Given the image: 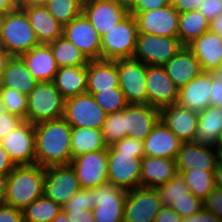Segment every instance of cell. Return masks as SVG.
<instances>
[{
    "label": "cell",
    "instance_id": "1",
    "mask_svg": "<svg viewBox=\"0 0 222 222\" xmlns=\"http://www.w3.org/2000/svg\"><path fill=\"white\" fill-rule=\"evenodd\" d=\"M35 164L48 168L70 165L72 161V127L64 118L50 120L34 125Z\"/></svg>",
    "mask_w": 222,
    "mask_h": 222
},
{
    "label": "cell",
    "instance_id": "2",
    "mask_svg": "<svg viewBox=\"0 0 222 222\" xmlns=\"http://www.w3.org/2000/svg\"><path fill=\"white\" fill-rule=\"evenodd\" d=\"M45 168L40 165L16 166L7 176L5 205L24 210L44 195Z\"/></svg>",
    "mask_w": 222,
    "mask_h": 222
},
{
    "label": "cell",
    "instance_id": "3",
    "mask_svg": "<svg viewBox=\"0 0 222 222\" xmlns=\"http://www.w3.org/2000/svg\"><path fill=\"white\" fill-rule=\"evenodd\" d=\"M0 45L12 56L20 57L39 45L25 11L16 8L6 15Z\"/></svg>",
    "mask_w": 222,
    "mask_h": 222
},
{
    "label": "cell",
    "instance_id": "4",
    "mask_svg": "<svg viewBox=\"0 0 222 222\" xmlns=\"http://www.w3.org/2000/svg\"><path fill=\"white\" fill-rule=\"evenodd\" d=\"M65 98L53 82H40L28 95L26 121L33 125L63 118Z\"/></svg>",
    "mask_w": 222,
    "mask_h": 222
},
{
    "label": "cell",
    "instance_id": "5",
    "mask_svg": "<svg viewBox=\"0 0 222 222\" xmlns=\"http://www.w3.org/2000/svg\"><path fill=\"white\" fill-rule=\"evenodd\" d=\"M138 33L137 21L129 14L101 37V59L133 58Z\"/></svg>",
    "mask_w": 222,
    "mask_h": 222
},
{
    "label": "cell",
    "instance_id": "6",
    "mask_svg": "<svg viewBox=\"0 0 222 222\" xmlns=\"http://www.w3.org/2000/svg\"><path fill=\"white\" fill-rule=\"evenodd\" d=\"M182 47L178 37L138 33L133 58L147 66H164Z\"/></svg>",
    "mask_w": 222,
    "mask_h": 222
},
{
    "label": "cell",
    "instance_id": "7",
    "mask_svg": "<svg viewBox=\"0 0 222 222\" xmlns=\"http://www.w3.org/2000/svg\"><path fill=\"white\" fill-rule=\"evenodd\" d=\"M108 182L124 190L141 187V160L145 154L114 152L107 147Z\"/></svg>",
    "mask_w": 222,
    "mask_h": 222
},
{
    "label": "cell",
    "instance_id": "8",
    "mask_svg": "<svg viewBox=\"0 0 222 222\" xmlns=\"http://www.w3.org/2000/svg\"><path fill=\"white\" fill-rule=\"evenodd\" d=\"M107 115L92 94L84 93L65 100L63 118L71 127L102 130Z\"/></svg>",
    "mask_w": 222,
    "mask_h": 222
},
{
    "label": "cell",
    "instance_id": "9",
    "mask_svg": "<svg viewBox=\"0 0 222 222\" xmlns=\"http://www.w3.org/2000/svg\"><path fill=\"white\" fill-rule=\"evenodd\" d=\"M119 88L128 104H147V65L134 58L116 60Z\"/></svg>",
    "mask_w": 222,
    "mask_h": 222
},
{
    "label": "cell",
    "instance_id": "10",
    "mask_svg": "<svg viewBox=\"0 0 222 222\" xmlns=\"http://www.w3.org/2000/svg\"><path fill=\"white\" fill-rule=\"evenodd\" d=\"M127 190L107 182L93 188L95 207L92 209L96 222H124Z\"/></svg>",
    "mask_w": 222,
    "mask_h": 222
},
{
    "label": "cell",
    "instance_id": "11",
    "mask_svg": "<svg viewBox=\"0 0 222 222\" xmlns=\"http://www.w3.org/2000/svg\"><path fill=\"white\" fill-rule=\"evenodd\" d=\"M82 187L71 165L45 168L44 195L62 208Z\"/></svg>",
    "mask_w": 222,
    "mask_h": 222
},
{
    "label": "cell",
    "instance_id": "12",
    "mask_svg": "<svg viewBox=\"0 0 222 222\" xmlns=\"http://www.w3.org/2000/svg\"><path fill=\"white\" fill-rule=\"evenodd\" d=\"M162 207L156 188L138 187L127 191L124 222H154Z\"/></svg>",
    "mask_w": 222,
    "mask_h": 222
},
{
    "label": "cell",
    "instance_id": "13",
    "mask_svg": "<svg viewBox=\"0 0 222 222\" xmlns=\"http://www.w3.org/2000/svg\"><path fill=\"white\" fill-rule=\"evenodd\" d=\"M107 149L89 152L72 158L70 162L82 189L96 188L108 182Z\"/></svg>",
    "mask_w": 222,
    "mask_h": 222
},
{
    "label": "cell",
    "instance_id": "14",
    "mask_svg": "<svg viewBox=\"0 0 222 222\" xmlns=\"http://www.w3.org/2000/svg\"><path fill=\"white\" fill-rule=\"evenodd\" d=\"M0 144L16 166L35 164V128L29 121L6 135Z\"/></svg>",
    "mask_w": 222,
    "mask_h": 222
},
{
    "label": "cell",
    "instance_id": "15",
    "mask_svg": "<svg viewBox=\"0 0 222 222\" xmlns=\"http://www.w3.org/2000/svg\"><path fill=\"white\" fill-rule=\"evenodd\" d=\"M130 14L137 21L139 33L177 37L180 13L171 4L157 10Z\"/></svg>",
    "mask_w": 222,
    "mask_h": 222
},
{
    "label": "cell",
    "instance_id": "16",
    "mask_svg": "<svg viewBox=\"0 0 222 222\" xmlns=\"http://www.w3.org/2000/svg\"><path fill=\"white\" fill-rule=\"evenodd\" d=\"M63 36L89 60L101 59V36L83 13L63 26Z\"/></svg>",
    "mask_w": 222,
    "mask_h": 222
},
{
    "label": "cell",
    "instance_id": "17",
    "mask_svg": "<svg viewBox=\"0 0 222 222\" xmlns=\"http://www.w3.org/2000/svg\"><path fill=\"white\" fill-rule=\"evenodd\" d=\"M147 104L162 108L177 104L179 88L167 74L164 66H147Z\"/></svg>",
    "mask_w": 222,
    "mask_h": 222
},
{
    "label": "cell",
    "instance_id": "18",
    "mask_svg": "<svg viewBox=\"0 0 222 222\" xmlns=\"http://www.w3.org/2000/svg\"><path fill=\"white\" fill-rule=\"evenodd\" d=\"M82 13L101 37L130 14L113 0H83Z\"/></svg>",
    "mask_w": 222,
    "mask_h": 222
},
{
    "label": "cell",
    "instance_id": "19",
    "mask_svg": "<svg viewBox=\"0 0 222 222\" xmlns=\"http://www.w3.org/2000/svg\"><path fill=\"white\" fill-rule=\"evenodd\" d=\"M160 120V109L149 104H128L124 109L126 136L144 141Z\"/></svg>",
    "mask_w": 222,
    "mask_h": 222
},
{
    "label": "cell",
    "instance_id": "20",
    "mask_svg": "<svg viewBox=\"0 0 222 222\" xmlns=\"http://www.w3.org/2000/svg\"><path fill=\"white\" fill-rule=\"evenodd\" d=\"M160 120L183 143L193 142L198 129V112L180 107L178 104L160 108Z\"/></svg>",
    "mask_w": 222,
    "mask_h": 222
},
{
    "label": "cell",
    "instance_id": "21",
    "mask_svg": "<svg viewBox=\"0 0 222 222\" xmlns=\"http://www.w3.org/2000/svg\"><path fill=\"white\" fill-rule=\"evenodd\" d=\"M175 160L178 174L196 168L204 171H215L218 166L217 149L199 146L194 142L182 143Z\"/></svg>",
    "mask_w": 222,
    "mask_h": 222
},
{
    "label": "cell",
    "instance_id": "22",
    "mask_svg": "<svg viewBox=\"0 0 222 222\" xmlns=\"http://www.w3.org/2000/svg\"><path fill=\"white\" fill-rule=\"evenodd\" d=\"M213 86V72L202 71L187 85L179 89L177 104L180 107L200 112L210 106V95Z\"/></svg>",
    "mask_w": 222,
    "mask_h": 222
},
{
    "label": "cell",
    "instance_id": "23",
    "mask_svg": "<svg viewBox=\"0 0 222 222\" xmlns=\"http://www.w3.org/2000/svg\"><path fill=\"white\" fill-rule=\"evenodd\" d=\"M182 143L183 142L159 120L143 141L145 156L175 160Z\"/></svg>",
    "mask_w": 222,
    "mask_h": 222
},
{
    "label": "cell",
    "instance_id": "24",
    "mask_svg": "<svg viewBox=\"0 0 222 222\" xmlns=\"http://www.w3.org/2000/svg\"><path fill=\"white\" fill-rule=\"evenodd\" d=\"M20 58L39 83L54 80L59 67L48 44H39L21 55Z\"/></svg>",
    "mask_w": 222,
    "mask_h": 222
},
{
    "label": "cell",
    "instance_id": "25",
    "mask_svg": "<svg viewBox=\"0 0 222 222\" xmlns=\"http://www.w3.org/2000/svg\"><path fill=\"white\" fill-rule=\"evenodd\" d=\"M198 59L202 71L215 72L222 60V38L211 30L188 45Z\"/></svg>",
    "mask_w": 222,
    "mask_h": 222
},
{
    "label": "cell",
    "instance_id": "26",
    "mask_svg": "<svg viewBox=\"0 0 222 222\" xmlns=\"http://www.w3.org/2000/svg\"><path fill=\"white\" fill-rule=\"evenodd\" d=\"M119 87L116 60L95 59L87 64L86 93L94 94L101 90Z\"/></svg>",
    "mask_w": 222,
    "mask_h": 222
},
{
    "label": "cell",
    "instance_id": "27",
    "mask_svg": "<svg viewBox=\"0 0 222 222\" xmlns=\"http://www.w3.org/2000/svg\"><path fill=\"white\" fill-rule=\"evenodd\" d=\"M164 68L179 89L187 85L202 72L198 59L188 46H183L179 52L164 65Z\"/></svg>",
    "mask_w": 222,
    "mask_h": 222
},
{
    "label": "cell",
    "instance_id": "28",
    "mask_svg": "<svg viewBox=\"0 0 222 222\" xmlns=\"http://www.w3.org/2000/svg\"><path fill=\"white\" fill-rule=\"evenodd\" d=\"M177 174L176 160L152 156L141 160V187L156 188Z\"/></svg>",
    "mask_w": 222,
    "mask_h": 222
},
{
    "label": "cell",
    "instance_id": "29",
    "mask_svg": "<svg viewBox=\"0 0 222 222\" xmlns=\"http://www.w3.org/2000/svg\"><path fill=\"white\" fill-rule=\"evenodd\" d=\"M29 18L39 44H48L63 35V26L46 6L22 9Z\"/></svg>",
    "mask_w": 222,
    "mask_h": 222
},
{
    "label": "cell",
    "instance_id": "30",
    "mask_svg": "<svg viewBox=\"0 0 222 222\" xmlns=\"http://www.w3.org/2000/svg\"><path fill=\"white\" fill-rule=\"evenodd\" d=\"M52 82L65 99L84 94L87 89V66L58 68Z\"/></svg>",
    "mask_w": 222,
    "mask_h": 222
},
{
    "label": "cell",
    "instance_id": "31",
    "mask_svg": "<svg viewBox=\"0 0 222 222\" xmlns=\"http://www.w3.org/2000/svg\"><path fill=\"white\" fill-rule=\"evenodd\" d=\"M222 130V108L208 106L198 113L196 145L215 147L219 132Z\"/></svg>",
    "mask_w": 222,
    "mask_h": 222
},
{
    "label": "cell",
    "instance_id": "32",
    "mask_svg": "<svg viewBox=\"0 0 222 222\" xmlns=\"http://www.w3.org/2000/svg\"><path fill=\"white\" fill-rule=\"evenodd\" d=\"M38 83L20 57H11L0 80V87H9L29 95Z\"/></svg>",
    "mask_w": 222,
    "mask_h": 222
},
{
    "label": "cell",
    "instance_id": "33",
    "mask_svg": "<svg viewBox=\"0 0 222 222\" xmlns=\"http://www.w3.org/2000/svg\"><path fill=\"white\" fill-rule=\"evenodd\" d=\"M208 30L210 21L198 10L180 13L177 37L183 46H188Z\"/></svg>",
    "mask_w": 222,
    "mask_h": 222
},
{
    "label": "cell",
    "instance_id": "34",
    "mask_svg": "<svg viewBox=\"0 0 222 222\" xmlns=\"http://www.w3.org/2000/svg\"><path fill=\"white\" fill-rule=\"evenodd\" d=\"M107 149L101 130L86 127H72V158L89 152Z\"/></svg>",
    "mask_w": 222,
    "mask_h": 222
},
{
    "label": "cell",
    "instance_id": "35",
    "mask_svg": "<svg viewBox=\"0 0 222 222\" xmlns=\"http://www.w3.org/2000/svg\"><path fill=\"white\" fill-rule=\"evenodd\" d=\"M48 45L52 50L53 57L59 68L87 66L90 61L78 47L68 41L63 35L48 43Z\"/></svg>",
    "mask_w": 222,
    "mask_h": 222
},
{
    "label": "cell",
    "instance_id": "36",
    "mask_svg": "<svg viewBox=\"0 0 222 222\" xmlns=\"http://www.w3.org/2000/svg\"><path fill=\"white\" fill-rule=\"evenodd\" d=\"M61 211L63 208L45 195L22 210L24 222H51Z\"/></svg>",
    "mask_w": 222,
    "mask_h": 222
},
{
    "label": "cell",
    "instance_id": "37",
    "mask_svg": "<svg viewBox=\"0 0 222 222\" xmlns=\"http://www.w3.org/2000/svg\"><path fill=\"white\" fill-rule=\"evenodd\" d=\"M190 192L203 201L215 189L214 171L191 169L181 173Z\"/></svg>",
    "mask_w": 222,
    "mask_h": 222
},
{
    "label": "cell",
    "instance_id": "38",
    "mask_svg": "<svg viewBox=\"0 0 222 222\" xmlns=\"http://www.w3.org/2000/svg\"><path fill=\"white\" fill-rule=\"evenodd\" d=\"M82 3L83 0H48L46 7L64 26L82 13Z\"/></svg>",
    "mask_w": 222,
    "mask_h": 222
},
{
    "label": "cell",
    "instance_id": "39",
    "mask_svg": "<svg viewBox=\"0 0 222 222\" xmlns=\"http://www.w3.org/2000/svg\"><path fill=\"white\" fill-rule=\"evenodd\" d=\"M0 99L5 111L26 121L28 95L9 87H0Z\"/></svg>",
    "mask_w": 222,
    "mask_h": 222
},
{
    "label": "cell",
    "instance_id": "40",
    "mask_svg": "<svg viewBox=\"0 0 222 222\" xmlns=\"http://www.w3.org/2000/svg\"><path fill=\"white\" fill-rule=\"evenodd\" d=\"M156 190L159 194L162 206H170L172 202L177 199L188 197V192H190L181 174H177L167 183L159 185L156 187Z\"/></svg>",
    "mask_w": 222,
    "mask_h": 222
},
{
    "label": "cell",
    "instance_id": "41",
    "mask_svg": "<svg viewBox=\"0 0 222 222\" xmlns=\"http://www.w3.org/2000/svg\"><path fill=\"white\" fill-rule=\"evenodd\" d=\"M93 97L107 114L123 111L128 105L124 93L119 87L101 90L94 93Z\"/></svg>",
    "mask_w": 222,
    "mask_h": 222
},
{
    "label": "cell",
    "instance_id": "42",
    "mask_svg": "<svg viewBox=\"0 0 222 222\" xmlns=\"http://www.w3.org/2000/svg\"><path fill=\"white\" fill-rule=\"evenodd\" d=\"M101 131L107 147L127 137L124 124V110L108 114Z\"/></svg>",
    "mask_w": 222,
    "mask_h": 222
},
{
    "label": "cell",
    "instance_id": "43",
    "mask_svg": "<svg viewBox=\"0 0 222 222\" xmlns=\"http://www.w3.org/2000/svg\"><path fill=\"white\" fill-rule=\"evenodd\" d=\"M182 218L192 216L204 208L203 200L188 192V197H181L170 205Z\"/></svg>",
    "mask_w": 222,
    "mask_h": 222
},
{
    "label": "cell",
    "instance_id": "44",
    "mask_svg": "<svg viewBox=\"0 0 222 222\" xmlns=\"http://www.w3.org/2000/svg\"><path fill=\"white\" fill-rule=\"evenodd\" d=\"M109 147L118 153L145 154L143 141L128 136L113 143Z\"/></svg>",
    "mask_w": 222,
    "mask_h": 222
},
{
    "label": "cell",
    "instance_id": "45",
    "mask_svg": "<svg viewBox=\"0 0 222 222\" xmlns=\"http://www.w3.org/2000/svg\"><path fill=\"white\" fill-rule=\"evenodd\" d=\"M95 207L93 188L79 190L63 208H84L92 210Z\"/></svg>",
    "mask_w": 222,
    "mask_h": 222
},
{
    "label": "cell",
    "instance_id": "46",
    "mask_svg": "<svg viewBox=\"0 0 222 222\" xmlns=\"http://www.w3.org/2000/svg\"><path fill=\"white\" fill-rule=\"evenodd\" d=\"M24 120L16 115H12L5 111L0 114V142L8 135L10 132L15 130L19 125H21Z\"/></svg>",
    "mask_w": 222,
    "mask_h": 222
},
{
    "label": "cell",
    "instance_id": "47",
    "mask_svg": "<svg viewBox=\"0 0 222 222\" xmlns=\"http://www.w3.org/2000/svg\"><path fill=\"white\" fill-rule=\"evenodd\" d=\"M204 209L222 219V190L215 188L203 201Z\"/></svg>",
    "mask_w": 222,
    "mask_h": 222
},
{
    "label": "cell",
    "instance_id": "48",
    "mask_svg": "<svg viewBox=\"0 0 222 222\" xmlns=\"http://www.w3.org/2000/svg\"><path fill=\"white\" fill-rule=\"evenodd\" d=\"M69 222H96L92 210L84 208H63Z\"/></svg>",
    "mask_w": 222,
    "mask_h": 222
},
{
    "label": "cell",
    "instance_id": "49",
    "mask_svg": "<svg viewBox=\"0 0 222 222\" xmlns=\"http://www.w3.org/2000/svg\"><path fill=\"white\" fill-rule=\"evenodd\" d=\"M198 11L211 22L222 13V0H203Z\"/></svg>",
    "mask_w": 222,
    "mask_h": 222
},
{
    "label": "cell",
    "instance_id": "50",
    "mask_svg": "<svg viewBox=\"0 0 222 222\" xmlns=\"http://www.w3.org/2000/svg\"><path fill=\"white\" fill-rule=\"evenodd\" d=\"M171 4L170 0H138L135 7L129 13H140L157 10Z\"/></svg>",
    "mask_w": 222,
    "mask_h": 222
},
{
    "label": "cell",
    "instance_id": "51",
    "mask_svg": "<svg viewBox=\"0 0 222 222\" xmlns=\"http://www.w3.org/2000/svg\"><path fill=\"white\" fill-rule=\"evenodd\" d=\"M0 222H24L22 210L8 205L0 206Z\"/></svg>",
    "mask_w": 222,
    "mask_h": 222
},
{
    "label": "cell",
    "instance_id": "52",
    "mask_svg": "<svg viewBox=\"0 0 222 222\" xmlns=\"http://www.w3.org/2000/svg\"><path fill=\"white\" fill-rule=\"evenodd\" d=\"M210 105L222 108V76L213 72V86Z\"/></svg>",
    "mask_w": 222,
    "mask_h": 222
},
{
    "label": "cell",
    "instance_id": "53",
    "mask_svg": "<svg viewBox=\"0 0 222 222\" xmlns=\"http://www.w3.org/2000/svg\"><path fill=\"white\" fill-rule=\"evenodd\" d=\"M170 3L179 13H184L199 10L203 0H170Z\"/></svg>",
    "mask_w": 222,
    "mask_h": 222
},
{
    "label": "cell",
    "instance_id": "54",
    "mask_svg": "<svg viewBox=\"0 0 222 222\" xmlns=\"http://www.w3.org/2000/svg\"><path fill=\"white\" fill-rule=\"evenodd\" d=\"M181 222H222V219L203 208L192 216L181 218Z\"/></svg>",
    "mask_w": 222,
    "mask_h": 222
},
{
    "label": "cell",
    "instance_id": "55",
    "mask_svg": "<svg viewBox=\"0 0 222 222\" xmlns=\"http://www.w3.org/2000/svg\"><path fill=\"white\" fill-rule=\"evenodd\" d=\"M181 216L170 206H162L154 222H181Z\"/></svg>",
    "mask_w": 222,
    "mask_h": 222
},
{
    "label": "cell",
    "instance_id": "56",
    "mask_svg": "<svg viewBox=\"0 0 222 222\" xmlns=\"http://www.w3.org/2000/svg\"><path fill=\"white\" fill-rule=\"evenodd\" d=\"M15 167L16 165L0 144V174L8 176Z\"/></svg>",
    "mask_w": 222,
    "mask_h": 222
},
{
    "label": "cell",
    "instance_id": "57",
    "mask_svg": "<svg viewBox=\"0 0 222 222\" xmlns=\"http://www.w3.org/2000/svg\"><path fill=\"white\" fill-rule=\"evenodd\" d=\"M48 0H18L17 8L26 9L30 7L46 6Z\"/></svg>",
    "mask_w": 222,
    "mask_h": 222
},
{
    "label": "cell",
    "instance_id": "58",
    "mask_svg": "<svg viewBox=\"0 0 222 222\" xmlns=\"http://www.w3.org/2000/svg\"><path fill=\"white\" fill-rule=\"evenodd\" d=\"M11 57L12 56L0 45V80Z\"/></svg>",
    "mask_w": 222,
    "mask_h": 222
},
{
    "label": "cell",
    "instance_id": "59",
    "mask_svg": "<svg viewBox=\"0 0 222 222\" xmlns=\"http://www.w3.org/2000/svg\"><path fill=\"white\" fill-rule=\"evenodd\" d=\"M7 175L0 174V206L5 205L7 200Z\"/></svg>",
    "mask_w": 222,
    "mask_h": 222
},
{
    "label": "cell",
    "instance_id": "60",
    "mask_svg": "<svg viewBox=\"0 0 222 222\" xmlns=\"http://www.w3.org/2000/svg\"><path fill=\"white\" fill-rule=\"evenodd\" d=\"M210 30L222 38V13L210 22Z\"/></svg>",
    "mask_w": 222,
    "mask_h": 222
},
{
    "label": "cell",
    "instance_id": "61",
    "mask_svg": "<svg viewBox=\"0 0 222 222\" xmlns=\"http://www.w3.org/2000/svg\"><path fill=\"white\" fill-rule=\"evenodd\" d=\"M17 8V3L14 0H0V12L8 13Z\"/></svg>",
    "mask_w": 222,
    "mask_h": 222
},
{
    "label": "cell",
    "instance_id": "62",
    "mask_svg": "<svg viewBox=\"0 0 222 222\" xmlns=\"http://www.w3.org/2000/svg\"><path fill=\"white\" fill-rule=\"evenodd\" d=\"M215 188L222 190V165L218 164L214 171Z\"/></svg>",
    "mask_w": 222,
    "mask_h": 222
},
{
    "label": "cell",
    "instance_id": "63",
    "mask_svg": "<svg viewBox=\"0 0 222 222\" xmlns=\"http://www.w3.org/2000/svg\"><path fill=\"white\" fill-rule=\"evenodd\" d=\"M118 5L126 9L128 12H130L136 5L138 0H113Z\"/></svg>",
    "mask_w": 222,
    "mask_h": 222
},
{
    "label": "cell",
    "instance_id": "64",
    "mask_svg": "<svg viewBox=\"0 0 222 222\" xmlns=\"http://www.w3.org/2000/svg\"><path fill=\"white\" fill-rule=\"evenodd\" d=\"M51 222H69V220L63 210Z\"/></svg>",
    "mask_w": 222,
    "mask_h": 222
},
{
    "label": "cell",
    "instance_id": "65",
    "mask_svg": "<svg viewBox=\"0 0 222 222\" xmlns=\"http://www.w3.org/2000/svg\"><path fill=\"white\" fill-rule=\"evenodd\" d=\"M7 13L0 12V38L3 32V26L5 23Z\"/></svg>",
    "mask_w": 222,
    "mask_h": 222
},
{
    "label": "cell",
    "instance_id": "66",
    "mask_svg": "<svg viewBox=\"0 0 222 222\" xmlns=\"http://www.w3.org/2000/svg\"><path fill=\"white\" fill-rule=\"evenodd\" d=\"M215 148H222V130L219 132L217 141L215 143Z\"/></svg>",
    "mask_w": 222,
    "mask_h": 222
},
{
    "label": "cell",
    "instance_id": "67",
    "mask_svg": "<svg viewBox=\"0 0 222 222\" xmlns=\"http://www.w3.org/2000/svg\"><path fill=\"white\" fill-rule=\"evenodd\" d=\"M218 155V164L222 165V148H216Z\"/></svg>",
    "mask_w": 222,
    "mask_h": 222
},
{
    "label": "cell",
    "instance_id": "68",
    "mask_svg": "<svg viewBox=\"0 0 222 222\" xmlns=\"http://www.w3.org/2000/svg\"><path fill=\"white\" fill-rule=\"evenodd\" d=\"M216 74L222 76V60H221V63L218 67V69L215 71Z\"/></svg>",
    "mask_w": 222,
    "mask_h": 222
},
{
    "label": "cell",
    "instance_id": "69",
    "mask_svg": "<svg viewBox=\"0 0 222 222\" xmlns=\"http://www.w3.org/2000/svg\"><path fill=\"white\" fill-rule=\"evenodd\" d=\"M3 112H5V107L2 105L1 99H0V114Z\"/></svg>",
    "mask_w": 222,
    "mask_h": 222
}]
</instances>
